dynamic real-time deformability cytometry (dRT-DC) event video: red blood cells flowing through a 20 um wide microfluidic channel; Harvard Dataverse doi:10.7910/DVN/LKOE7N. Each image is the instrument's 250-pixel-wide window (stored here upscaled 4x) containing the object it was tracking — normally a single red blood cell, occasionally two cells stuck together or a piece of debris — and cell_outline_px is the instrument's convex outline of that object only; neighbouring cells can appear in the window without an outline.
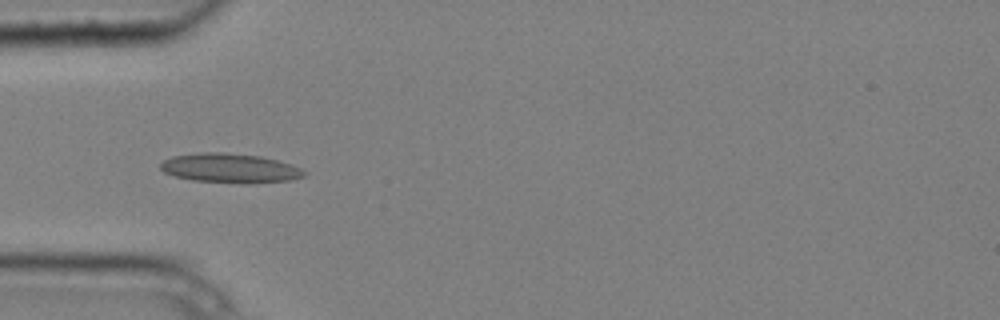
{"species": "common noctule bat (a hibernating species)", "species_latin": "Nyctalus noctula", "temperature_condition": "cold", "stored_images_in_passage": 7, "camera_frame_rate_fps": 3000, "um_per_image_px": 0.085, "animal": {"sex": "male", "body_mass_g": 20.4}, "frame": {"image": 1, "passage_image": 5, "time_ms": 1.333, "image_size_px": [1000, 320], "cell_outline_px": [[308, 172], [304, 176], [288, 180], [252, 184], [244, 184], [192, 180], [176, 176], [164, 172], [160, 168], [160, 164], [164, 160], [172, 156], [200, 152], [224, 152], [260, 156], [292, 164]], "centroid_in_image_um": [19.56, 14.3], "position_along_channel_um": 65.4, "area_um2": 24.74}}
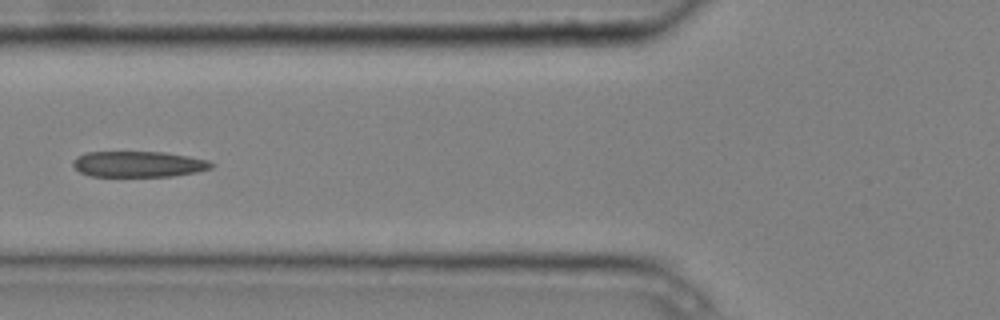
{"frame": {"image": 2, "passage_image": 6, "time_ms": 1.667, "image_size_px": [1000, 320], "cell_outline_px": [[216, 164], [212, 168], [196, 172], [172, 176], [88, 176], [80, 172], [72, 164], [72, 160], [76, 156], [84, 152], [164, 152], [188, 156], [208, 160]], "centroid_in_image_um": [11.76, 13.95], "position_along_channel_um": 114.0, "area_um2": 20.98}}
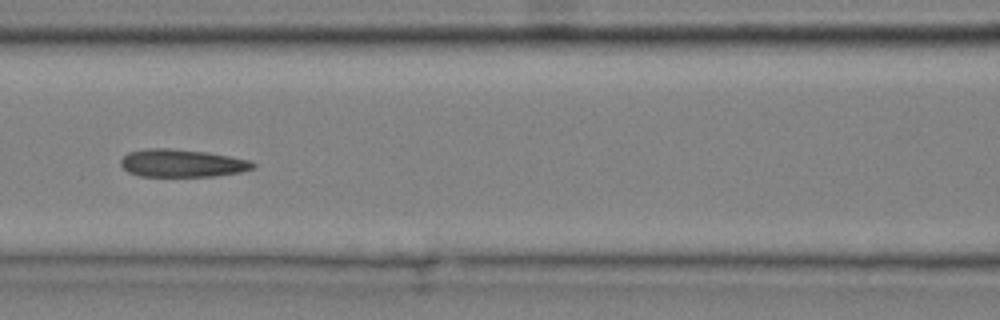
{"frame": {"image": 3, "passage_image": 7, "time_ms": 2.0, "image_size_px": [1000, 320], "cell_outline_px": [[256, 168], [240, 172], [216, 176], [140, 176], [128, 172], [120, 164], [120, 160], [128, 152], [148, 148], [172, 148], [208, 152], [248, 160], [256, 164]], "centroid_in_image_um": [15.47, 13.87], "position_along_channel_um": 151.1, "area_um2": 21.44}}